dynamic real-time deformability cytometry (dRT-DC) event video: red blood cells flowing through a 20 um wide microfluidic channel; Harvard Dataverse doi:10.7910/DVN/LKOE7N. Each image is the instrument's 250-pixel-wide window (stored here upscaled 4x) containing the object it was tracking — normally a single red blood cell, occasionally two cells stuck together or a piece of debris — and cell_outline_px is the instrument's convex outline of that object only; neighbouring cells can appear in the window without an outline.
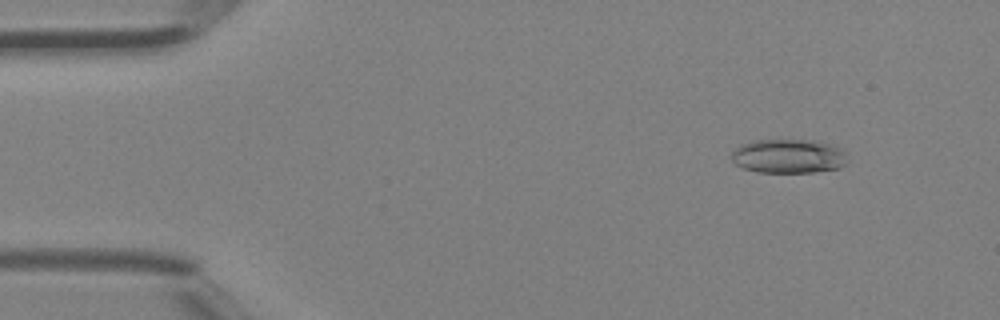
{"species": "Egyptian fruit bat (a non-hibernating species)", "species_latin": "Rousettus aegyptiacus", "temperature_condition": "room temperature", "stored_images_in_passage": 4, "camera_frame_rate_fps": 3000, "um_per_image_px": 0.085, "animal": {"sex": "female"}, "frame": {"image": 1, "passage_image": 2, "time_ms": 0.333, "image_size_px": [1000, 320], "cell_outline_px": [[848, 160], [840, 168], [812, 172], [756, 172], [744, 168], [736, 164], [732, 160], [732, 152], [740, 144], [752, 140], [812, 140], [828, 144], [840, 148], [848, 152]], "centroid_in_image_um": [67.04, 13.27], "position_along_channel_um": 18.0, "area_um2": 23.18}}